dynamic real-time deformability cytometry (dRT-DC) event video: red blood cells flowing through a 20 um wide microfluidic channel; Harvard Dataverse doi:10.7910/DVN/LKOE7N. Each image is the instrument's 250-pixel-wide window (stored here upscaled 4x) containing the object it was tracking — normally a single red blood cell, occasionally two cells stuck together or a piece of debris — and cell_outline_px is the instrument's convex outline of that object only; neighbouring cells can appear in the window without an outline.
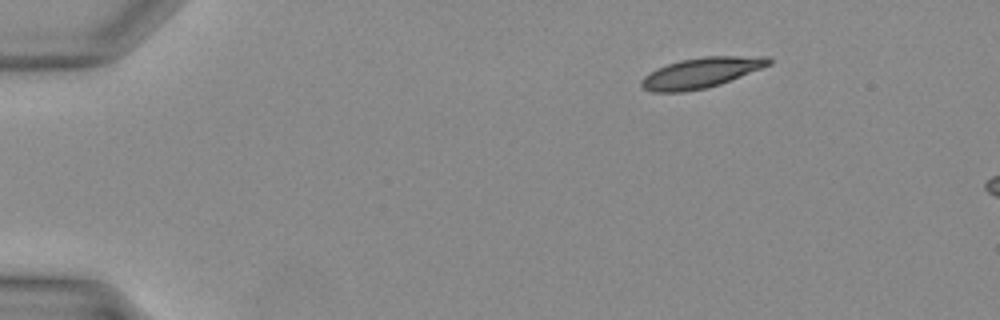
{"species": "Egyptian fruit bat (a non-hibernating species)", "species_latin": "Rousettus aegyptiacus", "temperature_condition": "warm", "stored_images_in_passage": 2, "camera_frame_rate_fps": 3000, "um_per_image_px": 0.085, "animal": {"sex": "female"}, "frame": {"image": 1, "passage_image": 1, "time_ms": 0.0, "image_size_px": [1000, 320], "cell_outline_px": [[772, 64], [720, 84], [704, 88], [684, 92], [652, 92], [644, 88], [640, 84], [640, 80], [644, 76], [668, 64], [680, 60], [704, 56], [768, 56], [772, 60]], "centroid_in_image_um": [59.62, 6.18], "position_along_channel_um": 25.4, "area_um2": 22.31}}